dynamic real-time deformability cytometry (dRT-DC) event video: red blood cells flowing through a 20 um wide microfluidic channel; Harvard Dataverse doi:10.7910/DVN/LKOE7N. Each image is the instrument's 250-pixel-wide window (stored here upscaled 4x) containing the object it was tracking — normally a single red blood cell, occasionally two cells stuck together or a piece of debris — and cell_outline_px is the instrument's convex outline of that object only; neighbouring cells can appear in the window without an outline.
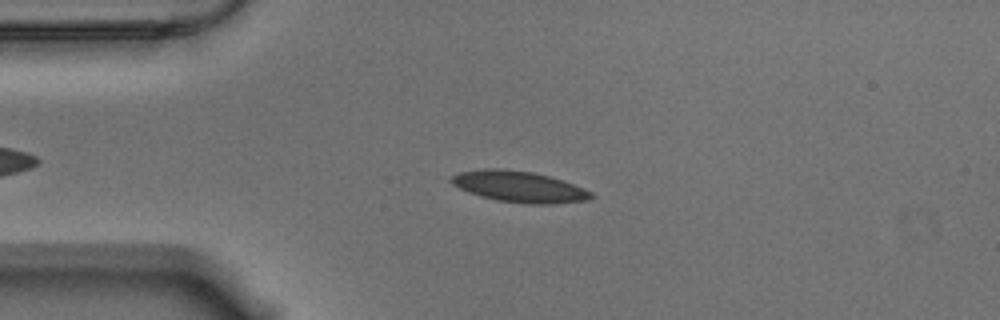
{"species": "Egyptian fruit bat (a non-hibernating species)", "species_latin": "Rousettus aegyptiacus", "temperature_condition": "warm", "stored_images_in_passage": 46, "camera_frame_rate_fps": 3000, "um_per_image_px": 0.085, "animal": {"sex": "male"}, "frame": {"image": 1, "passage_image": 12, "time_ms": 3.667, "image_size_px": [1000, 320], "cell_outline_px": [[596, 196], [584, 200], [552, 204], [528, 204], [496, 200], [480, 196], [468, 192], [452, 184], [448, 180], [452, 176], [460, 172], [484, 168], [500, 168], [532, 172], [564, 180], [584, 188], [592, 192]], "centroid_in_image_um": [44.12, 15.86], "position_along_channel_um": 40.9, "area_um2": 25.37}}
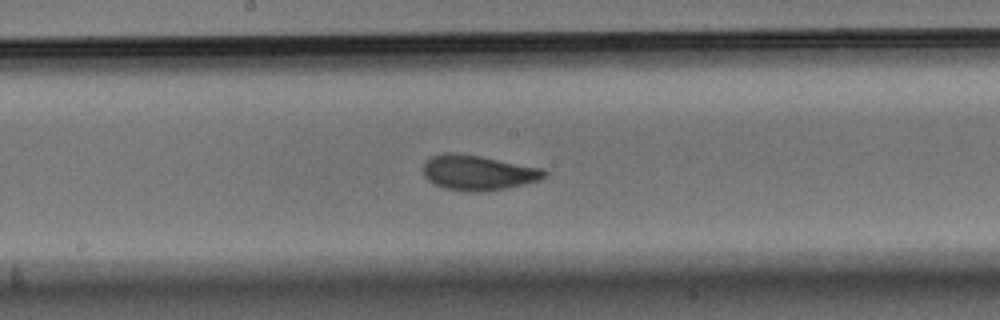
{"frame": {"image": 2, "passage_image": 28, "time_ms": 9.0, "image_size_px": [1000, 320], "cell_outline_px": [[548, 172], [540, 180], [524, 184], [504, 188], [480, 192], [468, 192], [444, 188], [428, 180], [424, 176], [424, 164], [432, 156], [444, 152], [452, 152], [480, 156], [544, 168]], "centroid_in_image_um": [40.65, 14.67], "position_along_channel_um": 207.6, "area_um2": 24.68}}
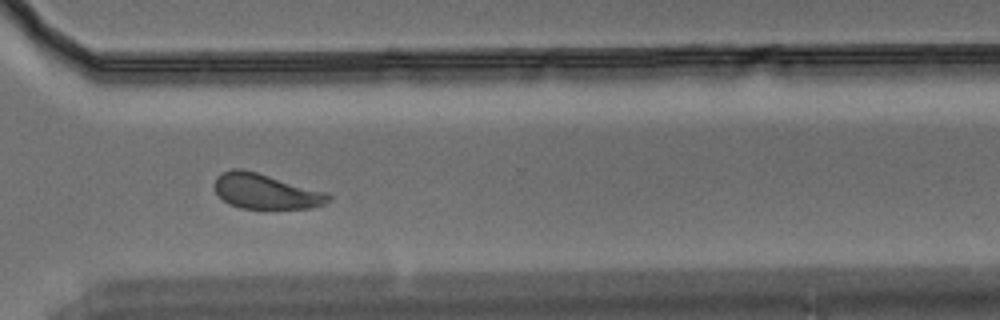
{"frame": {"image": 3, "passage_image": 40, "time_ms": 13.0, "image_size_px": [1000, 320], "cell_outline_px": [[332, 200], [324, 204], [312, 208], [240, 208], [228, 204], [216, 192], [216, 176], [232, 168], [240, 168], [256, 172], [328, 192], [332, 196]], "centroid_in_image_um": [22.63, 16.27], "position_along_channel_um": 348.0, "area_um2": 23.24}, "authors_computed_cell_mechanics": {"area_um2": 23.9292, "velocity_mm_per_s": 3.518, "shape_relaxation_time_tau1_ms": 3.156, "shape_relaxation_time_tau2_ms": 1.333, "deformation_change_tau1": 0.1112, "deformation_change_tau2": 0.0614}}